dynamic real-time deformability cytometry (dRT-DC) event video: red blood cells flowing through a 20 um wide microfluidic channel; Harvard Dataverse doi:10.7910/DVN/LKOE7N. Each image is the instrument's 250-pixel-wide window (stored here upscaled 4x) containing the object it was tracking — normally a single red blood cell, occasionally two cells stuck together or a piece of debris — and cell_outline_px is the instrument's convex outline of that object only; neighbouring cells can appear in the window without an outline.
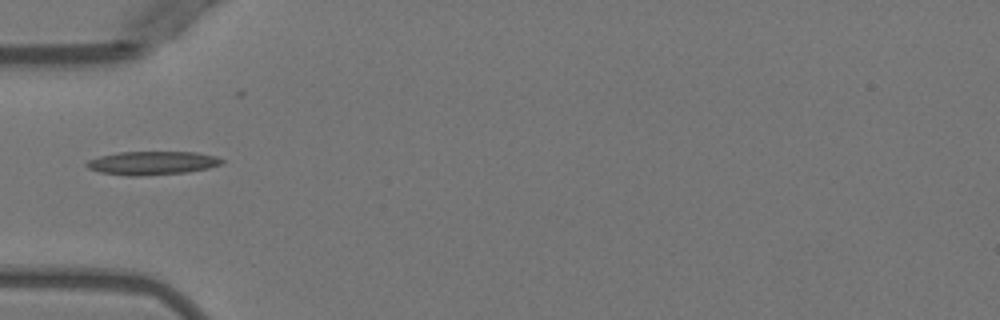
{"species": "Egyptian fruit bat (a non-hibernating species)", "species_latin": "Rousettus aegyptiacus", "temperature_condition": "warm", "stored_images_in_passage": 3, "camera_frame_rate_fps": 3000, "um_per_image_px": 0.085, "animal": {"sex": "female"}, "frame": {"image": 1, "passage_image": 3, "time_ms": 4.667, "image_size_px": [1000, 320], "cell_outline_px": [[224, 160], [220, 164], [208, 168], [188, 172], [140, 176], [128, 176], [100, 172], [88, 168], [84, 164], [88, 160], [100, 156], [120, 152], [196, 152], [216, 156]], "centroid_in_image_um": [12.92, 13.86], "position_along_channel_um": 72.1, "area_um2": 18.5}}